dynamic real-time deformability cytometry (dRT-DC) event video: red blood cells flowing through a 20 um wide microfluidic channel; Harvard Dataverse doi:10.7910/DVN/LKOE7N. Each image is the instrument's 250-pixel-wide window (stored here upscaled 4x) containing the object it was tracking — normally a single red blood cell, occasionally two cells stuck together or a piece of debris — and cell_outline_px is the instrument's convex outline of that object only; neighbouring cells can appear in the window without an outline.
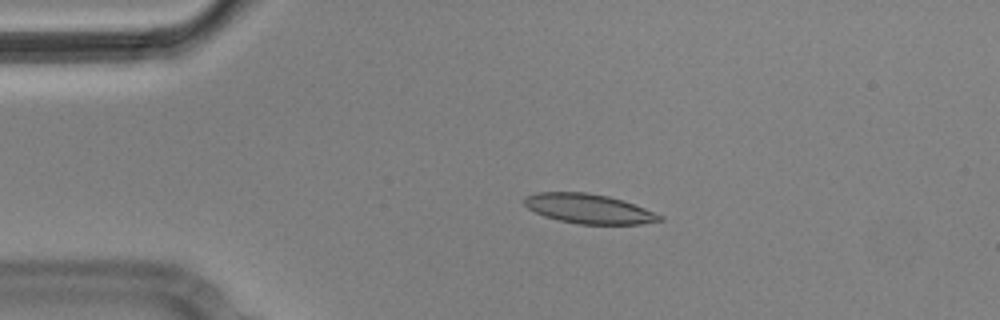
{"species": "Egyptian fruit bat (a non-hibernating species)", "species_latin": "Rousettus aegyptiacus", "temperature_condition": "cold", "stored_images_in_passage": 5, "camera_frame_rate_fps": 3000, "um_per_image_px": 0.085, "animal": {"sex": "male"}, "frame": {"image": 1, "passage_image": 3, "time_ms": 0.667, "image_size_px": [1000, 320], "cell_outline_px": [[664, 220], [640, 224], [580, 224], [560, 220], [544, 216], [528, 208], [524, 204], [524, 196], [536, 192], [584, 192], [608, 196], [624, 200], [664, 216]], "centroid_in_image_um": [50.05, 17.73], "position_along_channel_um": 34.9, "area_um2": 23.29}}
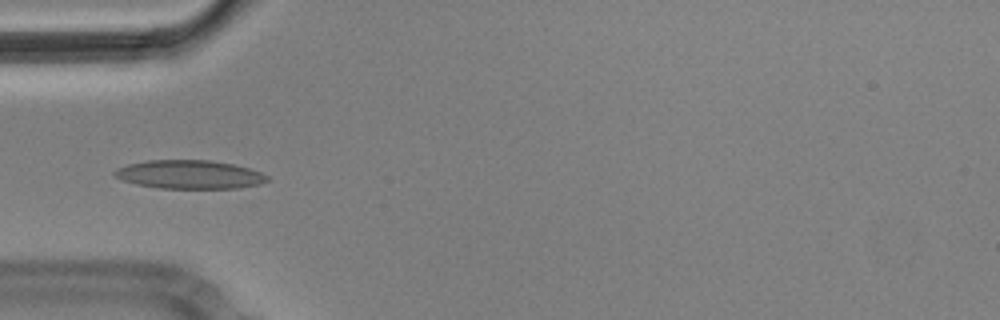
{"frame": {"image": 2, "passage_image": 4, "time_ms": 1.0, "image_size_px": [1000, 320], "cell_outline_px": [[268, 180], [260, 184], [240, 188], [156, 188], [136, 184], [124, 180], [116, 176], [112, 172], [116, 168], [128, 164], [148, 160], [208, 160], [232, 164], [248, 168], [260, 172], [268, 176]], "centroid_in_image_um": [16.09, 14.83], "position_along_channel_um": 68.9, "area_um2": 25.32}}